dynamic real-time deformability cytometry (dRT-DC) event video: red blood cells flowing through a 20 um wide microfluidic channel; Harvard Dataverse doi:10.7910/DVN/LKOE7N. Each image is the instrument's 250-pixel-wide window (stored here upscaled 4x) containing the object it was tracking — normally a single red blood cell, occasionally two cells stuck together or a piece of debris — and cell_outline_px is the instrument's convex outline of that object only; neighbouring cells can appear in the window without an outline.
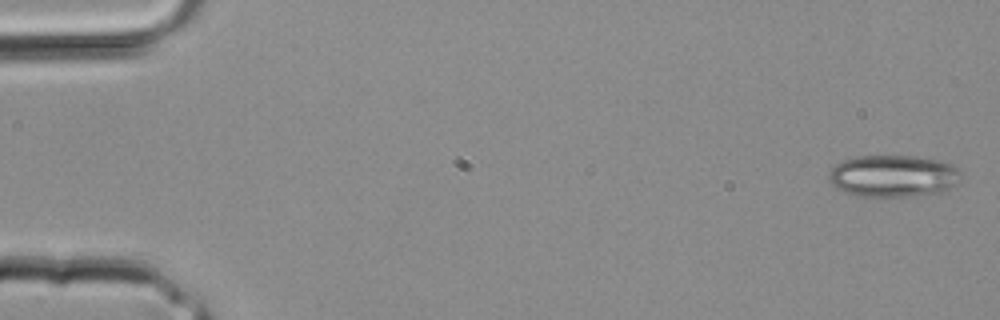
{"species": "common noctule bat (a hibernating species)", "species_latin": "Nyctalus noctula", "temperature_condition": "room temperature", "stored_images_in_passage": 2, "camera_frame_rate_fps": 3000, "um_per_image_px": 0.085, "animal": {"sex": "male", "body_mass_g": 20.4}, "frame": {"image": 1, "passage_image": 2, "time_ms": 0.333, "image_size_px": [1000, 320], "cell_outline_px": [[964, 172], [960, 180], [956, 184], [940, 192], [916, 196], [860, 196], [844, 192], [836, 188], [828, 180], [828, 172], [836, 164], [844, 160], [856, 156], [916, 156], [936, 160], [952, 164]], "centroid_in_image_um": [75.93, 14.96], "position_along_channel_um": 9.1, "area_um2": 32.54}}